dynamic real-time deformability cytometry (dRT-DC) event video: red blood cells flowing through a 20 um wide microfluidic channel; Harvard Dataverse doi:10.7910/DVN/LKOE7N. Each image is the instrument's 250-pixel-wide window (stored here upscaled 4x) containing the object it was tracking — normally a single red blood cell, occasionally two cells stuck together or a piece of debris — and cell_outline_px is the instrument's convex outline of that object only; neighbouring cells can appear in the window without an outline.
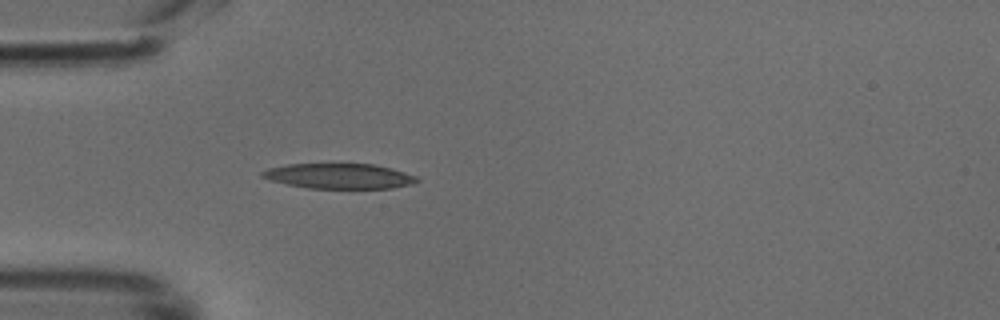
{"species": "common noctule bat (a hibernating species)", "species_latin": "Nyctalus noctula", "temperature_condition": "cold", "stored_images_in_passage": 35, "camera_frame_rate_fps": 3000, "um_per_image_px": 0.085, "animal": {"sex": "male", "body_mass_g": 18.8}, "frame": {"image": 1, "passage_image": 1, "time_ms": 0.0, "image_size_px": [1000, 320], "cell_outline_px": [[420, 180], [412, 184], [392, 188], [308, 188], [288, 184], [272, 180], [260, 176], [260, 172], [268, 168], [288, 164], [376, 164], [392, 168], [416, 176]], "centroid_in_image_um": [28.85, 14.96], "position_along_channel_um": 56.2, "area_um2": 22.6}}
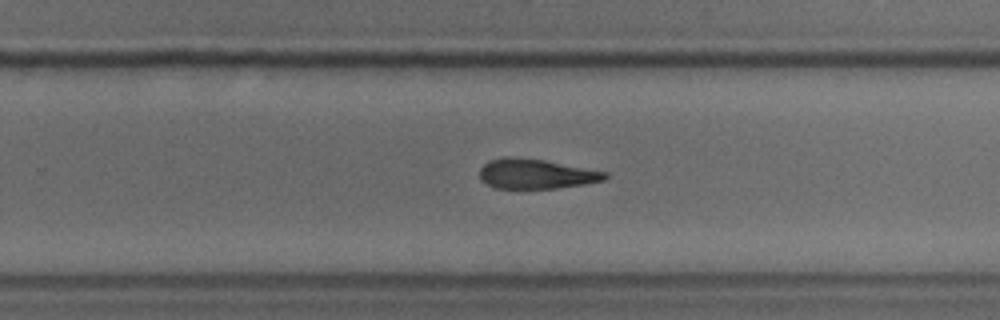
{"frame": {"image": 2, "passage_image": 18, "time_ms": 5.667, "image_size_px": [1000, 320], "cell_outline_px": [[608, 176], [604, 180], [584, 184], [556, 188], [496, 188], [480, 180], [480, 168], [488, 160], [504, 156], [512, 156], [544, 160], [608, 172]], "centroid_in_image_um": [45.54, 14.77], "position_along_channel_um": 284.3, "area_um2": 21.79}}
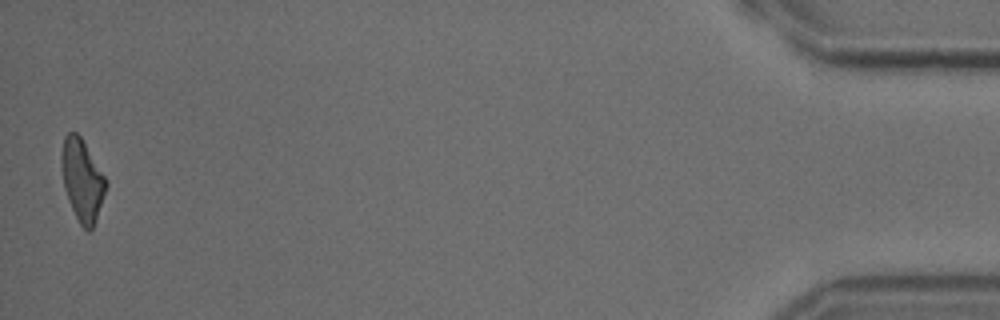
{"frame": {"image": 3, "passage_image": 35, "time_ms": 11.333, "image_size_px": [1000, 320], "cell_outline_px": [[108, 184], [96, 220], [92, 228], [88, 232], [80, 224], [68, 200], [64, 188], [60, 160], [60, 156], [64, 136], [68, 132], [76, 132], [80, 136], [108, 180]], "centroid_in_image_um": [6.98, 15.29], "position_along_channel_um": 428.2, "area_um2": 21.27}}